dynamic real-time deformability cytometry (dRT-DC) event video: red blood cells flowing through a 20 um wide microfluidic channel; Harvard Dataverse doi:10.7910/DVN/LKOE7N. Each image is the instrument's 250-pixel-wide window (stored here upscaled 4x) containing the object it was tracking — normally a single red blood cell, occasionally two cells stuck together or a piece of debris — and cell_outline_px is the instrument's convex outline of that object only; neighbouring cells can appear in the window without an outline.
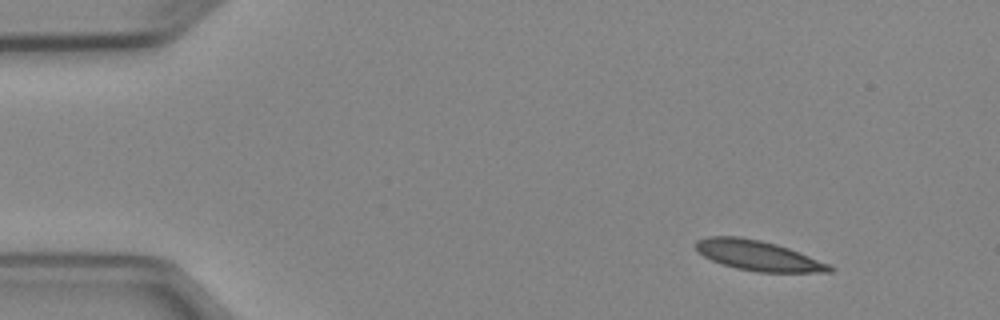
{"species": "Egyptian fruit bat (a non-hibernating species)", "species_latin": "Rousettus aegyptiacus", "temperature_condition": "cold", "stored_images_in_passage": 5, "camera_frame_rate_fps": 3000, "um_per_image_px": 0.085, "animal": {"sex": "female"}, "frame": {"image": 1, "passage_image": 1, "time_ms": 0.0, "image_size_px": [1000, 320], "cell_outline_px": [[836, 268], [832, 272], [756, 272], [736, 268], [712, 260], [704, 256], [696, 248], [696, 240], [708, 236], [740, 236], [760, 240], [776, 244], [788, 248], [832, 264]], "centroid_in_image_um": [64.49, 21.72], "position_along_channel_um": 20.5, "area_um2": 23.47}}
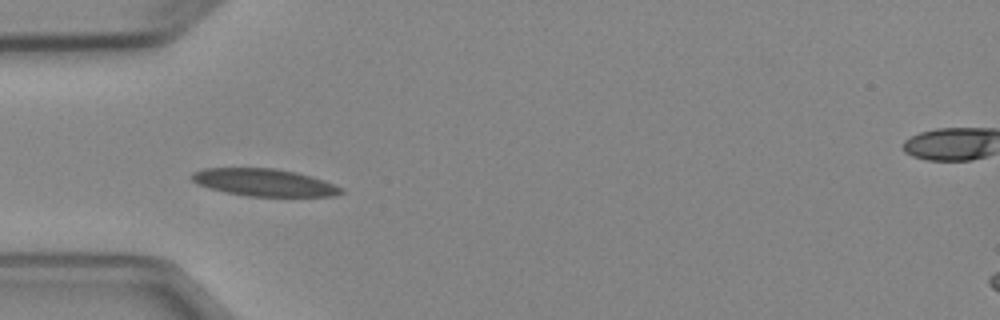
{"frame": {"image": 2, "passage_image": 4, "time_ms": 3.333, "image_size_px": [1000, 320], "cell_outline_px": [[344, 192], [336, 196], [248, 196], [224, 192], [208, 188], [196, 184], [188, 176], [192, 172], [204, 168], [276, 168], [296, 172], [312, 176], [324, 180], [344, 188]], "centroid_in_image_um": [22.43, 15.51], "position_along_channel_um": 62.6, "area_um2": 24.1}}